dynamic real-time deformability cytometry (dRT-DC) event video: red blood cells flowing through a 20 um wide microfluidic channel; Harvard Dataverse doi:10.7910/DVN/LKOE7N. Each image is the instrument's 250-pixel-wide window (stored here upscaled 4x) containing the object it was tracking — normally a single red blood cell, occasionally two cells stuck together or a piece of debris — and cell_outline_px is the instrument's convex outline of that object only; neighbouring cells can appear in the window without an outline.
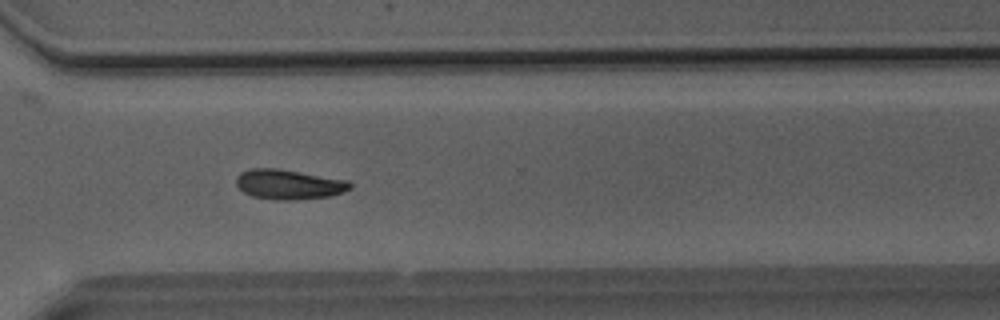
{"species": "Egyptian fruit bat (a non-hibernating species)", "species_latin": "Rousettus aegyptiacus", "temperature_condition": "room temperature", "stored_images_in_passage": 47, "camera_frame_rate_fps": 3000, "um_per_image_px": 0.085, "animal": {"sex": "male"}, "frame": {"image": 1, "passage_image": 34, "time_ms": 11.0, "image_size_px": [1000, 320], "cell_outline_px": [[352, 188], [344, 192], [328, 196], [292, 200], [276, 200], [252, 196], [244, 192], [236, 184], [236, 176], [240, 172], [248, 168], [276, 168], [348, 180], [352, 184]], "centroid_in_image_um": [24.53, 15.66], "position_along_channel_um": 346.1, "area_um2": 19.83}}
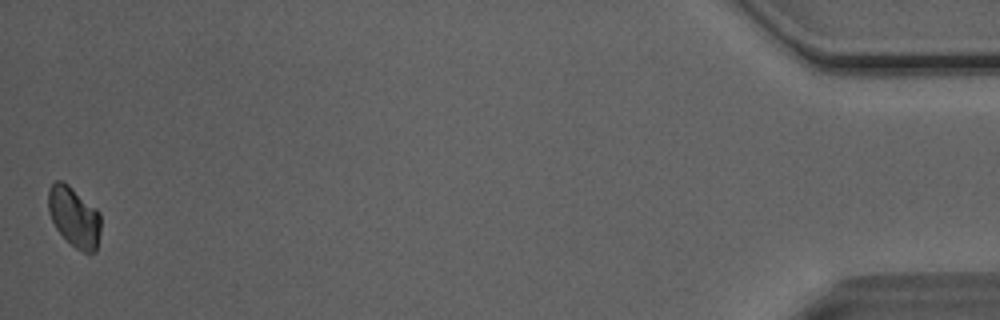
{"frame": {"image": 2, "passage_image": 47, "time_ms": 15.333, "image_size_px": [1000, 320], "cell_outline_px": [[100, 232], [96, 252], [84, 252], [76, 248], [56, 228], [48, 212], [48, 188], [56, 180], [64, 180], [96, 208], [100, 212]], "centroid_in_image_um": [6.3, 18.39], "position_along_channel_um": 428.9, "area_um2": 18.44}, "authors_computed_cell_mechanics": {"area_um2": 19.652, "velocity_mm_per_s": 4.07, "shape_relaxation_time_tau1_ms": 3.3455, "shape_relaxation_time_tau2_ms": null, "deformation_change_tau1": 0.0823, "deformation_change_tau2": null}}